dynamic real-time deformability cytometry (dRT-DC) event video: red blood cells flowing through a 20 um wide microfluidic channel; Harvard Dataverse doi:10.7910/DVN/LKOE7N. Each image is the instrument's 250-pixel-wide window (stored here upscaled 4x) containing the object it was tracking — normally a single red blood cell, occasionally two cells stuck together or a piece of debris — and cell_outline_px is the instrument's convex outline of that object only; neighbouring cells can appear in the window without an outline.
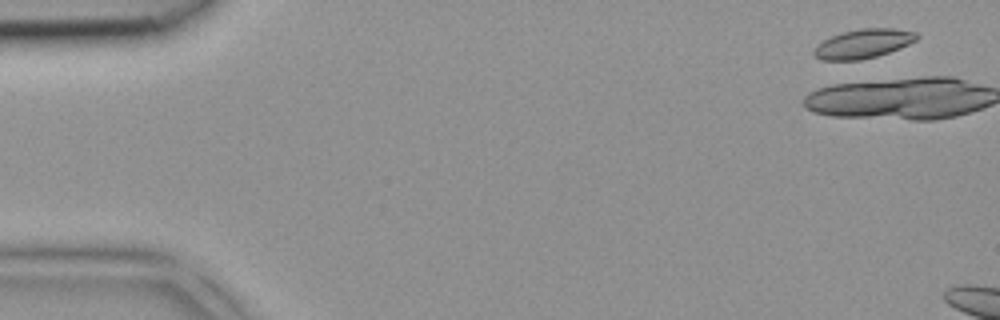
{"species": "common noctule bat (a hibernating species)", "species_latin": "Nyctalus noctula", "temperature_condition": "room temperature", "stored_images_in_passage": 4, "camera_frame_rate_fps": 3000, "um_per_image_px": 0.085, "animal": {"sex": "female", "body_mass_g": 18.4}, "frame": {"image": 1, "passage_image": 1, "time_ms": 0.0, "image_size_px": [1000, 320], "cell_outline_px": [[920, 36], [916, 40], [900, 48], [876, 56], [860, 60], [820, 60], [812, 52], [816, 44], [832, 36], [844, 32], [860, 28], [892, 28], [916, 32]], "centroid_in_image_um": [73.37, 3.71], "position_along_channel_um": 11.6, "area_um2": 17.4}}